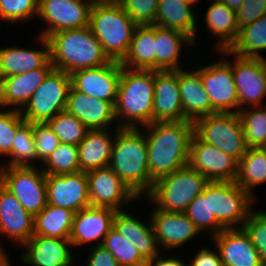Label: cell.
<instances>
[{"label": "cell", "instance_id": "cell-1", "mask_svg": "<svg viewBox=\"0 0 266 266\" xmlns=\"http://www.w3.org/2000/svg\"><path fill=\"white\" fill-rule=\"evenodd\" d=\"M141 129L146 136L148 166L154 182L188 165L194 122H153Z\"/></svg>", "mask_w": 266, "mask_h": 266}, {"label": "cell", "instance_id": "cell-2", "mask_svg": "<svg viewBox=\"0 0 266 266\" xmlns=\"http://www.w3.org/2000/svg\"><path fill=\"white\" fill-rule=\"evenodd\" d=\"M141 201L153 188L145 132L141 128H120L113 142L108 164Z\"/></svg>", "mask_w": 266, "mask_h": 266}, {"label": "cell", "instance_id": "cell-3", "mask_svg": "<svg viewBox=\"0 0 266 266\" xmlns=\"http://www.w3.org/2000/svg\"><path fill=\"white\" fill-rule=\"evenodd\" d=\"M155 70L122 66L115 118L119 128H141L153 123Z\"/></svg>", "mask_w": 266, "mask_h": 266}, {"label": "cell", "instance_id": "cell-4", "mask_svg": "<svg viewBox=\"0 0 266 266\" xmlns=\"http://www.w3.org/2000/svg\"><path fill=\"white\" fill-rule=\"evenodd\" d=\"M50 61L54 69L72 72L105 65L112 60L89 26L50 34Z\"/></svg>", "mask_w": 266, "mask_h": 266}, {"label": "cell", "instance_id": "cell-5", "mask_svg": "<svg viewBox=\"0 0 266 266\" xmlns=\"http://www.w3.org/2000/svg\"><path fill=\"white\" fill-rule=\"evenodd\" d=\"M137 26L120 3L92 4L89 27L111 60L124 59Z\"/></svg>", "mask_w": 266, "mask_h": 266}, {"label": "cell", "instance_id": "cell-6", "mask_svg": "<svg viewBox=\"0 0 266 266\" xmlns=\"http://www.w3.org/2000/svg\"><path fill=\"white\" fill-rule=\"evenodd\" d=\"M210 181L204 175L186 165L154 182L150 193L144 197L152 207L167 212H185L189 204Z\"/></svg>", "mask_w": 266, "mask_h": 266}, {"label": "cell", "instance_id": "cell-7", "mask_svg": "<svg viewBox=\"0 0 266 266\" xmlns=\"http://www.w3.org/2000/svg\"><path fill=\"white\" fill-rule=\"evenodd\" d=\"M194 133L239 161L247 151L242 122L238 113H214L194 122Z\"/></svg>", "mask_w": 266, "mask_h": 266}, {"label": "cell", "instance_id": "cell-8", "mask_svg": "<svg viewBox=\"0 0 266 266\" xmlns=\"http://www.w3.org/2000/svg\"><path fill=\"white\" fill-rule=\"evenodd\" d=\"M70 87V74L53 69L20 110L24 120L29 123L47 122L65 111Z\"/></svg>", "mask_w": 266, "mask_h": 266}, {"label": "cell", "instance_id": "cell-9", "mask_svg": "<svg viewBox=\"0 0 266 266\" xmlns=\"http://www.w3.org/2000/svg\"><path fill=\"white\" fill-rule=\"evenodd\" d=\"M217 61L208 62L195 69L201 77L206 93L209 95L212 109L216 112L238 113V94L232 72V59L229 50H222ZM210 63V64H209Z\"/></svg>", "mask_w": 266, "mask_h": 266}, {"label": "cell", "instance_id": "cell-10", "mask_svg": "<svg viewBox=\"0 0 266 266\" xmlns=\"http://www.w3.org/2000/svg\"><path fill=\"white\" fill-rule=\"evenodd\" d=\"M211 214L225 228H242L256 200L233 182L208 183Z\"/></svg>", "mask_w": 266, "mask_h": 266}, {"label": "cell", "instance_id": "cell-11", "mask_svg": "<svg viewBox=\"0 0 266 266\" xmlns=\"http://www.w3.org/2000/svg\"><path fill=\"white\" fill-rule=\"evenodd\" d=\"M0 183L34 217L47 205L46 174L40 166L1 167Z\"/></svg>", "mask_w": 266, "mask_h": 266}, {"label": "cell", "instance_id": "cell-12", "mask_svg": "<svg viewBox=\"0 0 266 266\" xmlns=\"http://www.w3.org/2000/svg\"><path fill=\"white\" fill-rule=\"evenodd\" d=\"M92 4L84 0H39L37 19L43 22L44 29L38 35L47 38L61 30L89 26Z\"/></svg>", "mask_w": 266, "mask_h": 266}, {"label": "cell", "instance_id": "cell-13", "mask_svg": "<svg viewBox=\"0 0 266 266\" xmlns=\"http://www.w3.org/2000/svg\"><path fill=\"white\" fill-rule=\"evenodd\" d=\"M229 58H232L238 112L248 107L266 105V66L263 59L240 57L230 51Z\"/></svg>", "mask_w": 266, "mask_h": 266}, {"label": "cell", "instance_id": "cell-14", "mask_svg": "<svg viewBox=\"0 0 266 266\" xmlns=\"http://www.w3.org/2000/svg\"><path fill=\"white\" fill-rule=\"evenodd\" d=\"M86 175L91 206L121 211L140 201L110 167L91 170Z\"/></svg>", "mask_w": 266, "mask_h": 266}, {"label": "cell", "instance_id": "cell-15", "mask_svg": "<svg viewBox=\"0 0 266 266\" xmlns=\"http://www.w3.org/2000/svg\"><path fill=\"white\" fill-rule=\"evenodd\" d=\"M188 165L204 174L209 181L233 182L238 174V161L214 145L192 136Z\"/></svg>", "mask_w": 266, "mask_h": 266}, {"label": "cell", "instance_id": "cell-16", "mask_svg": "<svg viewBox=\"0 0 266 266\" xmlns=\"http://www.w3.org/2000/svg\"><path fill=\"white\" fill-rule=\"evenodd\" d=\"M121 74V62L112 60L105 65L72 72L71 86L78 92L115 106Z\"/></svg>", "mask_w": 266, "mask_h": 266}, {"label": "cell", "instance_id": "cell-17", "mask_svg": "<svg viewBox=\"0 0 266 266\" xmlns=\"http://www.w3.org/2000/svg\"><path fill=\"white\" fill-rule=\"evenodd\" d=\"M152 209L148 217L161 251L173 252L201 234L185 212H167L156 207Z\"/></svg>", "mask_w": 266, "mask_h": 266}, {"label": "cell", "instance_id": "cell-18", "mask_svg": "<svg viewBox=\"0 0 266 266\" xmlns=\"http://www.w3.org/2000/svg\"><path fill=\"white\" fill-rule=\"evenodd\" d=\"M47 204L77 213L91 206L88 178L85 172L46 175Z\"/></svg>", "mask_w": 266, "mask_h": 266}, {"label": "cell", "instance_id": "cell-19", "mask_svg": "<svg viewBox=\"0 0 266 266\" xmlns=\"http://www.w3.org/2000/svg\"><path fill=\"white\" fill-rule=\"evenodd\" d=\"M22 247L19 262L24 266H75L78 261L69 239L33 235Z\"/></svg>", "mask_w": 266, "mask_h": 266}, {"label": "cell", "instance_id": "cell-20", "mask_svg": "<svg viewBox=\"0 0 266 266\" xmlns=\"http://www.w3.org/2000/svg\"><path fill=\"white\" fill-rule=\"evenodd\" d=\"M115 213L114 209L94 206L75 213L69 236L73 248H85L88 244H92L90 247L102 245L105 236L113 227Z\"/></svg>", "mask_w": 266, "mask_h": 266}, {"label": "cell", "instance_id": "cell-21", "mask_svg": "<svg viewBox=\"0 0 266 266\" xmlns=\"http://www.w3.org/2000/svg\"><path fill=\"white\" fill-rule=\"evenodd\" d=\"M36 38V41L41 46L40 49L34 46L29 49L23 46H16V44L15 46L7 45V47L0 48V79L39 68H54L50 61L48 39L41 35Z\"/></svg>", "mask_w": 266, "mask_h": 266}, {"label": "cell", "instance_id": "cell-22", "mask_svg": "<svg viewBox=\"0 0 266 266\" xmlns=\"http://www.w3.org/2000/svg\"><path fill=\"white\" fill-rule=\"evenodd\" d=\"M0 163V170H1ZM34 216L0 183V238H10L13 245L23 246L33 236ZM2 236V237H1Z\"/></svg>", "mask_w": 266, "mask_h": 266}, {"label": "cell", "instance_id": "cell-23", "mask_svg": "<svg viewBox=\"0 0 266 266\" xmlns=\"http://www.w3.org/2000/svg\"><path fill=\"white\" fill-rule=\"evenodd\" d=\"M179 121H183L179 70H155L153 122Z\"/></svg>", "mask_w": 266, "mask_h": 266}, {"label": "cell", "instance_id": "cell-24", "mask_svg": "<svg viewBox=\"0 0 266 266\" xmlns=\"http://www.w3.org/2000/svg\"><path fill=\"white\" fill-rule=\"evenodd\" d=\"M217 248L223 266H263L256 247L243 228L224 229L210 238Z\"/></svg>", "mask_w": 266, "mask_h": 266}, {"label": "cell", "instance_id": "cell-25", "mask_svg": "<svg viewBox=\"0 0 266 266\" xmlns=\"http://www.w3.org/2000/svg\"><path fill=\"white\" fill-rule=\"evenodd\" d=\"M65 110L79 119L89 130L108 129L111 126L119 128L115 118V106L111 102L89 97L76 91L72 86Z\"/></svg>", "mask_w": 266, "mask_h": 266}, {"label": "cell", "instance_id": "cell-26", "mask_svg": "<svg viewBox=\"0 0 266 266\" xmlns=\"http://www.w3.org/2000/svg\"><path fill=\"white\" fill-rule=\"evenodd\" d=\"M127 209L116 211L113 218V227L137 249L140 255L148 262L157 256L159 248L150 217L147 222L133 216ZM149 221V222H148Z\"/></svg>", "mask_w": 266, "mask_h": 266}, {"label": "cell", "instance_id": "cell-27", "mask_svg": "<svg viewBox=\"0 0 266 266\" xmlns=\"http://www.w3.org/2000/svg\"><path fill=\"white\" fill-rule=\"evenodd\" d=\"M54 68H39L0 79V108L21 110Z\"/></svg>", "mask_w": 266, "mask_h": 266}, {"label": "cell", "instance_id": "cell-28", "mask_svg": "<svg viewBox=\"0 0 266 266\" xmlns=\"http://www.w3.org/2000/svg\"><path fill=\"white\" fill-rule=\"evenodd\" d=\"M179 70V89L183 107V120L195 122L197 119L216 113L212 109L200 74L191 68ZM191 69V70H190Z\"/></svg>", "mask_w": 266, "mask_h": 266}, {"label": "cell", "instance_id": "cell-29", "mask_svg": "<svg viewBox=\"0 0 266 266\" xmlns=\"http://www.w3.org/2000/svg\"><path fill=\"white\" fill-rule=\"evenodd\" d=\"M208 1L212 3L207 7L202 20L204 28L208 30L207 34L216 37L213 51L229 50L239 34L236 12L219 0Z\"/></svg>", "mask_w": 266, "mask_h": 266}, {"label": "cell", "instance_id": "cell-30", "mask_svg": "<svg viewBox=\"0 0 266 266\" xmlns=\"http://www.w3.org/2000/svg\"><path fill=\"white\" fill-rule=\"evenodd\" d=\"M120 128L89 130L78 144L80 171L108 167L113 142Z\"/></svg>", "mask_w": 266, "mask_h": 266}, {"label": "cell", "instance_id": "cell-31", "mask_svg": "<svg viewBox=\"0 0 266 266\" xmlns=\"http://www.w3.org/2000/svg\"><path fill=\"white\" fill-rule=\"evenodd\" d=\"M195 12H197L196 9L194 10L182 0H159L156 18L152 25L180 31L186 34L196 46L199 43L198 40H201L197 35L199 31L197 19L199 20L202 15L200 12L199 14Z\"/></svg>", "mask_w": 266, "mask_h": 266}, {"label": "cell", "instance_id": "cell-32", "mask_svg": "<svg viewBox=\"0 0 266 266\" xmlns=\"http://www.w3.org/2000/svg\"><path fill=\"white\" fill-rule=\"evenodd\" d=\"M155 42L156 71L180 70L189 64L186 62V65H183L180 62L183 60L182 56L185 55L183 52L189 51L188 47L192 49L195 47L186 34L155 25Z\"/></svg>", "mask_w": 266, "mask_h": 266}, {"label": "cell", "instance_id": "cell-33", "mask_svg": "<svg viewBox=\"0 0 266 266\" xmlns=\"http://www.w3.org/2000/svg\"><path fill=\"white\" fill-rule=\"evenodd\" d=\"M131 70H156L155 25H138L127 55L121 61Z\"/></svg>", "mask_w": 266, "mask_h": 266}, {"label": "cell", "instance_id": "cell-34", "mask_svg": "<svg viewBox=\"0 0 266 266\" xmlns=\"http://www.w3.org/2000/svg\"><path fill=\"white\" fill-rule=\"evenodd\" d=\"M75 212L52 204L34 217L33 235L69 239Z\"/></svg>", "mask_w": 266, "mask_h": 266}, {"label": "cell", "instance_id": "cell-35", "mask_svg": "<svg viewBox=\"0 0 266 266\" xmlns=\"http://www.w3.org/2000/svg\"><path fill=\"white\" fill-rule=\"evenodd\" d=\"M235 183L247 191L255 200V187L266 183V151L264 148L247 149L238 161Z\"/></svg>", "mask_w": 266, "mask_h": 266}, {"label": "cell", "instance_id": "cell-36", "mask_svg": "<svg viewBox=\"0 0 266 266\" xmlns=\"http://www.w3.org/2000/svg\"><path fill=\"white\" fill-rule=\"evenodd\" d=\"M229 51L240 57L263 59L262 52H266V15L242 27Z\"/></svg>", "mask_w": 266, "mask_h": 266}, {"label": "cell", "instance_id": "cell-37", "mask_svg": "<svg viewBox=\"0 0 266 266\" xmlns=\"http://www.w3.org/2000/svg\"><path fill=\"white\" fill-rule=\"evenodd\" d=\"M5 160L0 159L2 167L39 166L37 164V153L32 132V123L25 121L18 128L13 141L11 154Z\"/></svg>", "mask_w": 266, "mask_h": 266}, {"label": "cell", "instance_id": "cell-38", "mask_svg": "<svg viewBox=\"0 0 266 266\" xmlns=\"http://www.w3.org/2000/svg\"><path fill=\"white\" fill-rule=\"evenodd\" d=\"M245 135L247 149L266 145V105L248 107L238 112Z\"/></svg>", "mask_w": 266, "mask_h": 266}, {"label": "cell", "instance_id": "cell-39", "mask_svg": "<svg viewBox=\"0 0 266 266\" xmlns=\"http://www.w3.org/2000/svg\"><path fill=\"white\" fill-rule=\"evenodd\" d=\"M185 214L194 223L196 229L202 232H208L212 238L218 235L225 228L217 221L214 214H211L210 197H208V184L204 192L199 194L188 206Z\"/></svg>", "mask_w": 266, "mask_h": 266}, {"label": "cell", "instance_id": "cell-40", "mask_svg": "<svg viewBox=\"0 0 266 266\" xmlns=\"http://www.w3.org/2000/svg\"><path fill=\"white\" fill-rule=\"evenodd\" d=\"M40 167L46 175H61L79 172L78 147L73 144L60 143Z\"/></svg>", "mask_w": 266, "mask_h": 266}, {"label": "cell", "instance_id": "cell-41", "mask_svg": "<svg viewBox=\"0 0 266 266\" xmlns=\"http://www.w3.org/2000/svg\"><path fill=\"white\" fill-rule=\"evenodd\" d=\"M102 245L115 257L119 266H141L147 264L138 249L114 227L105 236Z\"/></svg>", "mask_w": 266, "mask_h": 266}, {"label": "cell", "instance_id": "cell-42", "mask_svg": "<svg viewBox=\"0 0 266 266\" xmlns=\"http://www.w3.org/2000/svg\"><path fill=\"white\" fill-rule=\"evenodd\" d=\"M60 143L78 144L84 139L89 129L75 116L66 110L47 121Z\"/></svg>", "mask_w": 266, "mask_h": 266}, {"label": "cell", "instance_id": "cell-43", "mask_svg": "<svg viewBox=\"0 0 266 266\" xmlns=\"http://www.w3.org/2000/svg\"><path fill=\"white\" fill-rule=\"evenodd\" d=\"M39 0H0V21L11 25L13 22H31L37 19Z\"/></svg>", "mask_w": 266, "mask_h": 266}, {"label": "cell", "instance_id": "cell-44", "mask_svg": "<svg viewBox=\"0 0 266 266\" xmlns=\"http://www.w3.org/2000/svg\"><path fill=\"white\" fill-rule=\"evenodd\" d=\"M24 122L19 110L0 108V158L11 154L17 130Z\"/></svg>", "mask_w": 266, "mask_h": 266}, {"label": "cell", "instance_id": "cell-45", "mask_svg": "<svg viewBox=\"0 0 266 266\" xmlns=\"http://www.w3.org/2000/svg\"><path fill=\"white\" fill-rule=\"evenodd\" d=\"M266 264V209H252L242 227Z\"/></svg>", "mask_w": 266, "mask_h": 266}, {"label": "cell", "instance_id": "cell-46", "mask_svg": "<svg viewBox=\"0 0 266 266\" xmlns=\"http://www.w3.org/2000/svg\"><path fill=\"white\" fill-rule=\"evenodd\" d=\"M32 132L35 140L37 162L39 166L55 151L60 144L47 122H33Z\"/></svg>", "mask_w": 266, "mask_h": 266}, {"label": "cell", "instance_id": "cell-47", "mask_svg": "<svg viewBox=\"0 0 266 266\" xmlns=\"http://www.w3.org/2000/svg\"><path fill=\"white\" fill-rule=\"evenodd\" d=\"M159 0H122L120 4L138 25L153 24Z\"/></svg>", "mask_w": 266, "mask_h": 266}, {"label": "cell", "instance_id": "cell-48", "mask_svg": "<svg viewBox=\"0 0 266 266\" xmlns=\"http://www.w3.org/2000/svg\"><path fill=\"white\" fill-rule=\"evenodd\" d=\"M266 15V0H244L236 12L239 30Z\"/></svg>", "mask_w": 266, "mask_h": 266}, {"label": "cell", "instance_id": "cell-49", "mask_svg": "<svg viewBox=\"0 0 266 266\" xmlns=\"http://www.w3.org/2000/svg\"><path fill=\"white\" fill-rule=\"evenodd\" d=\"M201 250L195 252V255L189 258L187 266H223L220 254L216 248L211 249L206 245L200 248Z\"/></svg>", "mask_w": 266, "mask_h": 266}, {"label": "cell", "instance_id": "cell-50", "mask_svg": "<svg viewBox=\"0 0 266 266\" xmlns=\"http://www.w3.org/2000/svg\"><path fill=\"white\" fill-rule=\"evenodd\" d=\"M85 266H119L115 257L103 245L90 247Z\"/></svg>", "mask_w": 266, "mask_h": 266}, {"label": "cell", "instance_id": "cell-51", "mask_svg": "<svg viewBox=\"0 0 266 266\" xmlns=\"http://www.w3.org/2000/svg\"><path fill=\"white\" fill-rule=\"evenodd\" d=\"M180 256L181 255H179V257L178 256L176 257V254H175V256L172 255V251L171 252H169V251L168 252L167 251H165V252L161 251L152 260H149L147 262V264L149 266H187L186 259L182 260V258H180Z\"/></svg>", "mask_w": 266, "mask_h": 266}, {"label": "cell", "instance_id": "cell-52", "mask_svg": "<svg viewBox=\"0 0 266 266\" xmlns=\"http://www.w3.org/2000/svg\"><path fill=\"white\" fill-rule=\"evenodd\" d=\"M8 255V250H5L4 246H2V243L0 241V266H13L11 263L10 256Z\"/></svg>", "mask_w": 266, "mask_h": 266}, {"label": "cell", "instance_id": "cell-53", "mask_svg": "<svg viewBox=\"0 0 266 266\" xmlns=\"http://www.w3.org/2000/svg\"><path fill=\"white\" fill-rule=\"evenodd\" d=\"M219 1L224 3L228 8L234 10L235 12H237L241 8L244 2V0H219Z\"/></svg>", "mask_w": 266, "mask_h": 266}, {"label": "cell", "instance_id": "cell-54", "mask_svg": "<svg viewBox=\"0 0 266 266\" xmlns=\"http://www.w3.org/2000/svg\"><path fill=\"white\" fill-rule=\"evenodd\" d=\"M122 0H92V3H120Z\"/></svg>", "mask_w": 266, "mask_h": 266}, {"label": "cell", "instance_id": "cell-55", "mask_svg": "<svg viewBox=\"0 0 266 266\" xmlns=\"http://www.w3.org/2000/svg\"><path fill=\"white\" fill-rule=\"evenodd\" d=\"M184 3L192 6L193 8L197 7V6H194V4H198L200 1L202 0H182Z\"/></svg>", "mask_w": 266, "mask_h": 266}, {"label": "cell", "instance_id": "cell-56", "mask_svg": "<svg viewBox=\"0 0 266 266\" xmlns=\"http://www.w3.org/2000/svg\"><path fill=\"white\" fill-rule=\"evenodd\" d=\"M263 61H264V63H265V66H266V57H264V58H263Z\"/></svg>", "mask_w": 266, "mask_h": 266}]
</instances>
